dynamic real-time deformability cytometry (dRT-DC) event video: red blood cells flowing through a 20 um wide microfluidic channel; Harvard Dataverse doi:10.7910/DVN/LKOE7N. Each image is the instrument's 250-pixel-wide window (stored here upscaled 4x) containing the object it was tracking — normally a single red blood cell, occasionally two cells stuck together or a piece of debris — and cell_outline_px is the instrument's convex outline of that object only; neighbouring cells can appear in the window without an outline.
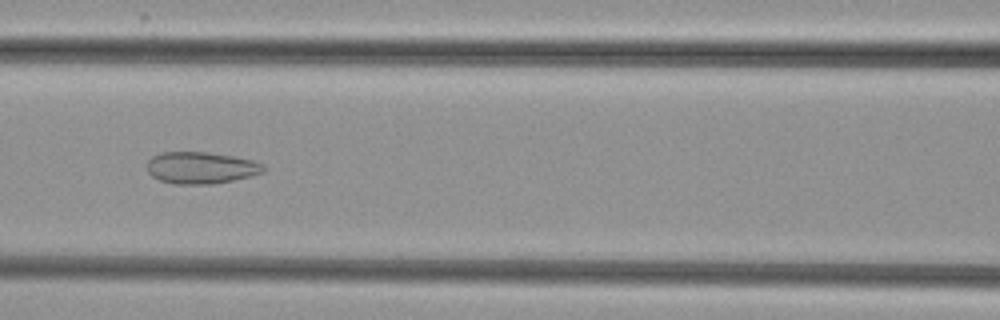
{"species": "common noctule bat (a hibernating species)", "species_latin": "Nyctalus noctula", "temperature_condition": "cold", "stored_images_in_passage": 6, "camera_frame_rate_fps": 3000, "um_per_image_px": 0.085, "animal": {"sex": "female", "body_mass_g": 29.2, "forearm_length_mm": 56.3}, "frame": {"image": 1, "passage_image": 5, "time_ms": 5.333, "image_size_px": [1000, 320], "cell_outline_px": [[268, 168], [264, 172], [252, 176], [212, 184], [172, 184], [160, 180], [152, 176], [148, 172], [148, 160], [152, 156], [160, 152], [208, 152], [232, 156], [252, 160]], "centroid_in_image_um": [17.08, 14.26], "position_along_channel_um": 149.5, "area_um2": 21.62}}
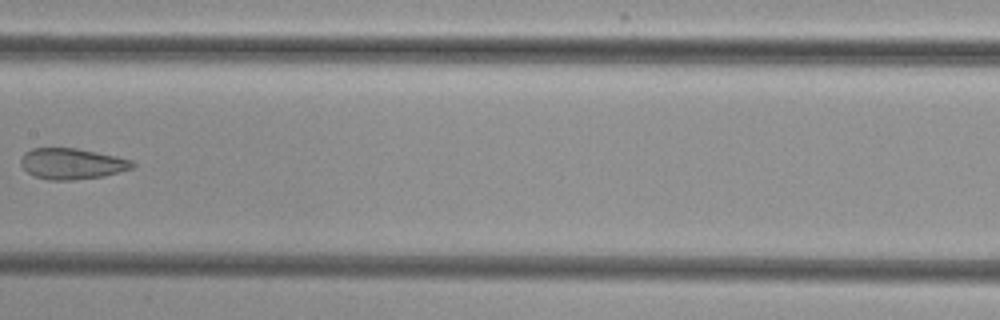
{"frame": {"image": 2, "passage_image": 6, "time_ms": 6.667, "image_size_px": [1000, 320], "cell_outline_px": [[136, 168], [104, 176], [72, 180], [48, 180], [36, 176], [28, 172], [20, 164], [20, 160], [24, 152], [32, 148], [76, 148], [116, 156], [132, 160], [136, 164]], "centroid_in_image_um": [6.15, 13.91], "position_along_channel_um": 201.3, "area_um2": 20.23}}